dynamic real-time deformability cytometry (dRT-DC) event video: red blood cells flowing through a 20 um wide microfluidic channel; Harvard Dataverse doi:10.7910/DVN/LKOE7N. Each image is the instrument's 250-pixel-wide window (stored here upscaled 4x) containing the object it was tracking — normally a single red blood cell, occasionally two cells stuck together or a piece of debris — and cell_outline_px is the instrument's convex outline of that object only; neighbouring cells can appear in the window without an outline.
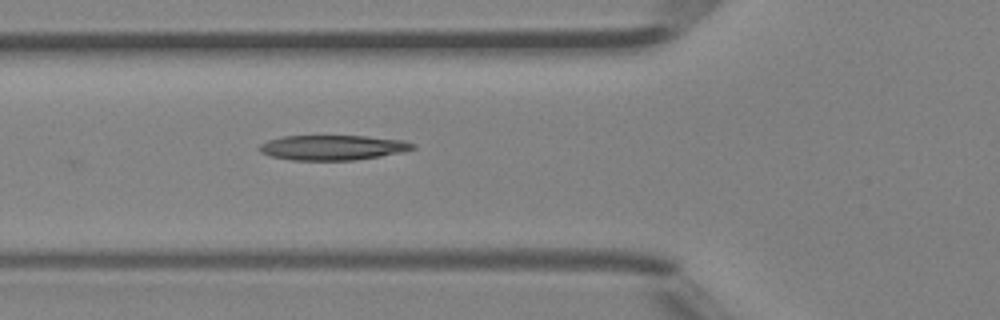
{"species": "Egyptian fruit bat (a non-hibernating species)", "species_latin": "Rousettus aegyptiacus", "temperature_condition": "room temperature", "stored_images_in_passage": 2, "camera_frame_rate_fps": 3000, "um_per_image_px": 0.085, "animal": {"sex": "female"}, "frame": {"image": 1, "passage_image": 2, "time_ms": 0.333, "image_size_px": [1000, 320], "cell_outline_px": [[416, 148], [404, 152], [356, 160], [292, 160], [272, 156], [260, 152], [256, 148], [260, 144], [268, 140], [284, 136], [368, 136], [404, 140], [416, 144]], "centroid_in_image_um": [28.31, 12.54], "position_along_channel_um": 97.5, "area_um2": 22.48}}